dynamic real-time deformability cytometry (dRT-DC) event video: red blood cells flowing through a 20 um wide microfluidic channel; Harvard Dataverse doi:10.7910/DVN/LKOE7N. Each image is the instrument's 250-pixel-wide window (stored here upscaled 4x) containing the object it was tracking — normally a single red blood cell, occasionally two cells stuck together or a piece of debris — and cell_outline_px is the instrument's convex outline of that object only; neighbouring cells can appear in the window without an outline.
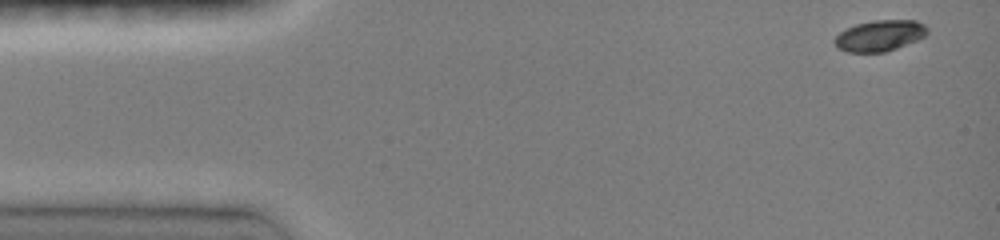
{"species": "common noctule bat (a hibernating species)", "species_latin": "Nyctalus noctula", "temperature_condition": "room temperature", "stored_images_in_passage": 43, "camera_frame_rate_fps": 3000, "um_per_image_px": 0.085, "animal": {"sex": "female", "body_mass_g": 19.0, "forearm_length_mm": 51.5}, "frame": {"image": 1, "passage_image": 1, "time_ms": 0.0, "image_size_px": [1000, 240], "cell_outline_px": [[928, 32], [924, 36], [916, 40], [896, 48], [884, 52], [848, 52], [836, 48], [832, 40], [844, 28], [856, 24], [872, 20], [916, 20], [924, 24], [928, 28]], "centroid_in_image_um": [74.73, 3.02], "position_along_channel_um": 10.3, "area_um2": 16.88}}
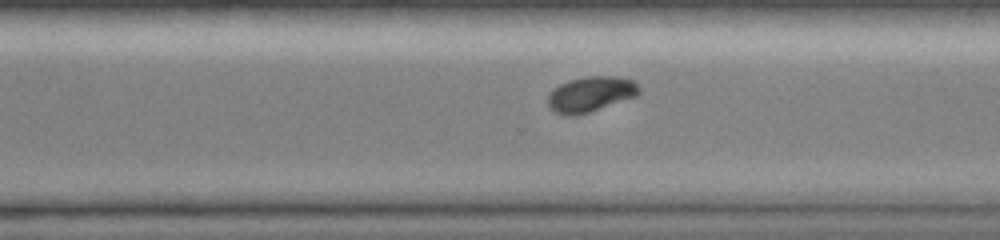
{"frame": {"image": 2, "passage_image": 32, "time_ms": 10.333, "image_size_px": [1000, 240], "cell_outline_px": [[640, 92], [636, 96], [588, 112], [572, 116], [564, 116], [556, 112], [548, 104], [548, 96], [560, 84], [568, 80], [584, 76], [620, 76], [632, 80], [640, 88]], "centroid_in_image_um": [50.22, 7.99], "position_along_channel_um": 320.4, "area_um2": 18.55}}
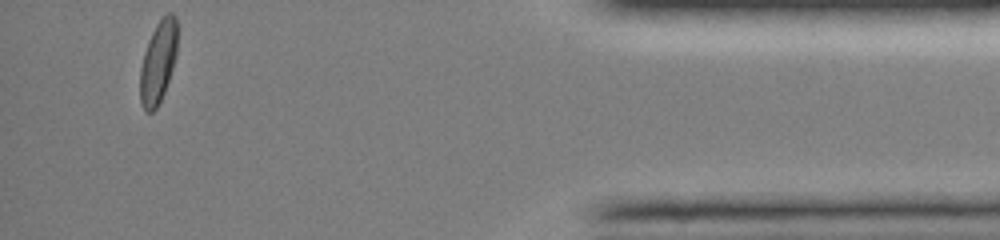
{"frame": {"image": 3, "passage_image": 43, "time_ms": 14.0, "image_size_px": [1000, 240], "cell_outline_px": [[176, 56], [164, 92], [156, 108], [152, 112], [148, 112], [144, 108], [140, 100], [140, 68], [144, 52], [148, 40], [156, 24], [168, 12], [172, 12], [176, 16]], "centroid_in_image_um": [13.43, 5.25], "position_along_channel_um": 421.8, "area_um2": 17.57}, "authors_computed_cell_mechanics": {"area_um2": 18.5538, "velocity_mm_per_s": 4.0518, "shape_relaxation_time_tau1_ms": 3.1406, "shape_relaxation_time_tau2_ms": 3.9101, "deformation_change_tau1": 0.1329, "deformation_change_tau2": 0.038}}